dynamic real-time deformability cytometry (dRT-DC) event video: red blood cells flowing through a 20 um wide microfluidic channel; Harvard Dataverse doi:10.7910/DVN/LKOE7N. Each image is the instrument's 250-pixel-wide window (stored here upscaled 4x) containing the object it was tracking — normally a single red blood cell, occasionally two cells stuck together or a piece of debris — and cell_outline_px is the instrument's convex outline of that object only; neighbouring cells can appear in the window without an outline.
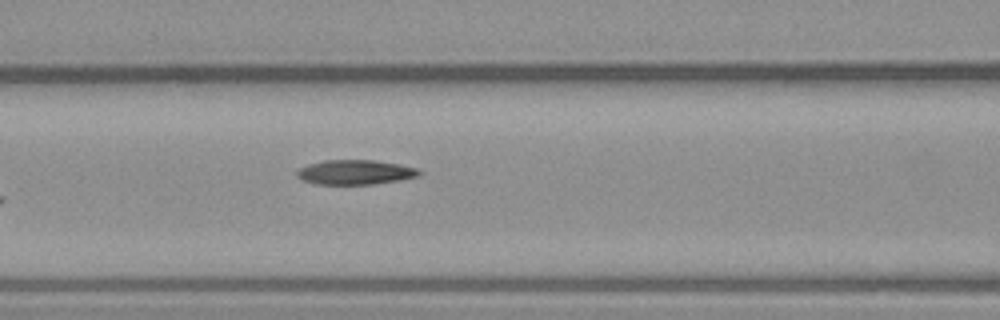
{"species": "common noctule bat (a hibernating species)", "species_latin": "Nyctalus noctula", "temperature_condition": "warm", "stored_images_in_passage": 7, "camera_frame_rate_fps": 3000, "um_per_image_px": 0.085, "animal": {"sex": "male", "body_mass_g": 23.1, "forearm_length_mm": 52.7}, "frame": {"image": 1, "passage_image": 7, "time_ms": 7.333, "image_size_px": [1000, 320], "cell_outline_px": [[424, 172], [420, 176], [400, 180], [372, 184], [316, 184], [304, 180], [296, 176], [296, 172], [300, 168], [308, 164], [324, 160], [376, 160], [400, 164], [416, 168]], "centroid_in_image_um": [30.23, 14.63], "position_along_channel_um": 136.4, "area_um2": 17.63}}